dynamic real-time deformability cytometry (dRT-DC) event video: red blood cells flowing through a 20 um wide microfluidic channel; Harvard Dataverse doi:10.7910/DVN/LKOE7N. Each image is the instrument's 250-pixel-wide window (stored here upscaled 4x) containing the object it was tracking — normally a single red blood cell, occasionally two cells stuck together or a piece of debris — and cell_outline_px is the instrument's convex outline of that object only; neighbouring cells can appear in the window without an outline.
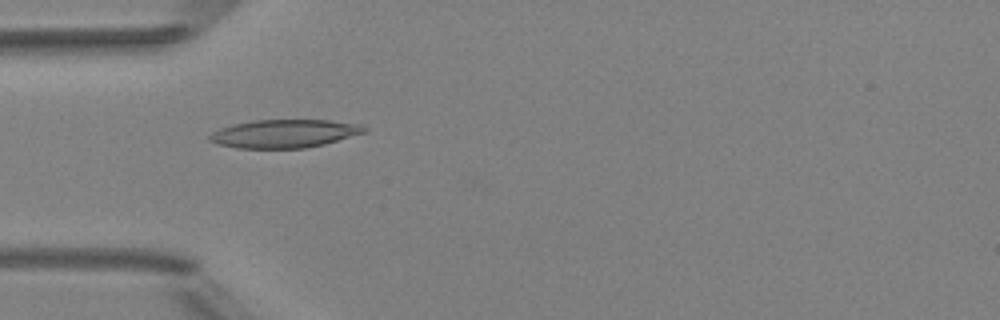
{"species": "Egyptian fruit bat (a non-hibernating species)", "species_latin": "Rousettus aegyptiacus", "temperature_condition": "room temperature", "stored_images_in_passage": 6, "camera_frame_rate_fps": 3000, "um_per_image_px": 0.085, "animal": {"sex": "female"}, "frame": {"image": 1, "passage_image": 5, "time_ms": 4.667, "image_size_px": [1000, 320], "cell_outline_px": [[368, 132], [324, 144], [304, 148], [236, 148], [216, 144], [208, 140], [208, 136], [212, 132], [220, 128], [232, 124], [252, 120], [328, 120], [364, 124], [368, 128]], "centroid_in_image_um": [24.19, 11.35], "position_along_channel_um": 60.8, "area_um2": 25.78}}
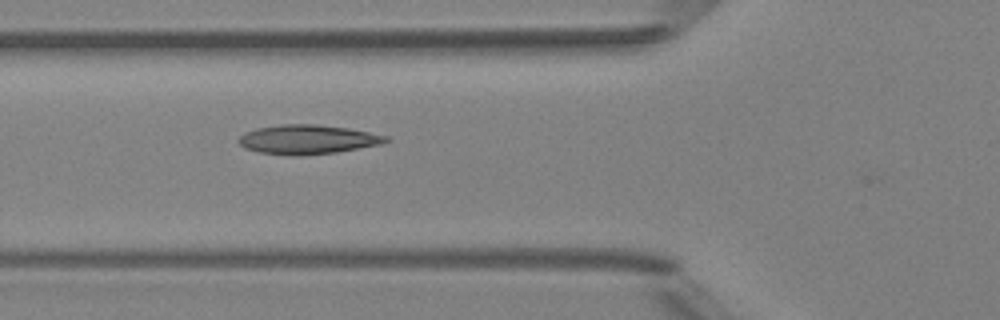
{"frame": {"image": 2, "passage_image": 6, "time_ms": 5.667, "image_size_px": [1000, 320], "cell_outline_px": [[392, 140], [380, 144], [336, 152], [300, 156], [288, 156], [256, 152], [244, 148], [236, 140], [244, 132], [256, 128], [280, 124], [316, 124], [348, 128], [388, 136]], "centroid_in_image_um": [26.09, 11.86], "position_along_channel_um": 99.7, "area_um2": 25.37}}